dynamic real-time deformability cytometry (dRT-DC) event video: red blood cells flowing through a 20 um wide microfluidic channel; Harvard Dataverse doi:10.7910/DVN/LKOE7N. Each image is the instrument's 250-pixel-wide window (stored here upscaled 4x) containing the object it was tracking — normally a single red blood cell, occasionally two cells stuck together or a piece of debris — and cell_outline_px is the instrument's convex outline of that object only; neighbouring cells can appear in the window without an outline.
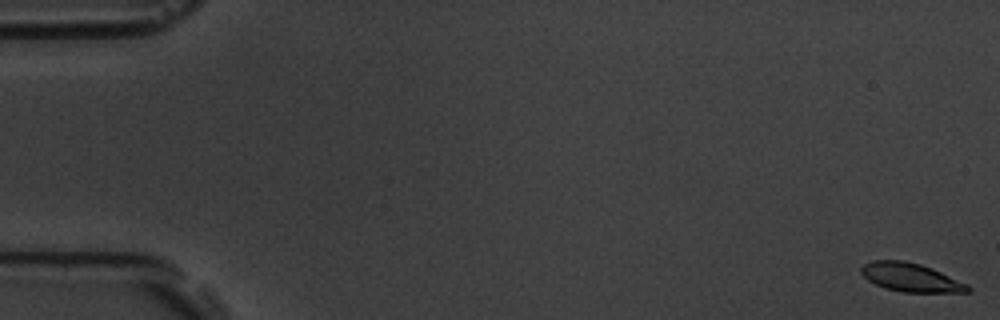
{"species": "common noctule bat (a hibernating species)", "species_latin": "Nyctalus noctula", "temperature_condition": "room temperature", "stored_images_in_passage": 6, "camera_frame_rate_fps": 3000, "um_per_image_px": 0.085, "animal": {"sex": "male", "body_mass_g": 19.5, "forearm_length_mm": 54.6}, "frame": {"image": 1, "passage_image": 1, "time_ms": 0.0, "image_size_px": [1000, 320], "cell_outline_px": [[972, 288], [968, 292], [904, 292], [884, 288], [868, 280], [860, 272], [860, 268], [864, 264], [872, 260], [904, 260], [920, 264], [932, 268], [968, 284]], "centroid_in_image_um": [77.41, 23.57], "position_along_channel_um": 7.6, "area_um2": 17.74}}
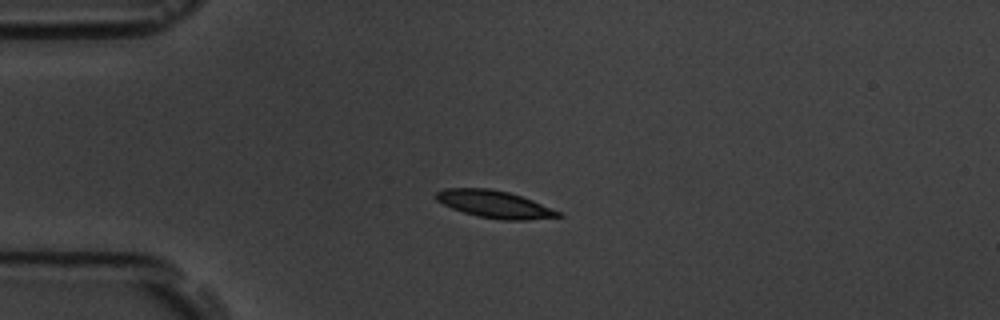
{"frame": {"image": 2, "passage_image": 5, "time_ms": 4.667, "image_size_px": [1000, 320], "cell_outline_px": [[564, 216], [524, 220], [500, 220], [476, 216], [452, 208], [436, 200], [436, 192], [444, 188], [488, 188], [508, 192], [532, 200], [560, 212]], "centroid_in_image_um": [42.02, 17.36], "position_along_channel_um": 43.0, "area_um2": 19.25}}